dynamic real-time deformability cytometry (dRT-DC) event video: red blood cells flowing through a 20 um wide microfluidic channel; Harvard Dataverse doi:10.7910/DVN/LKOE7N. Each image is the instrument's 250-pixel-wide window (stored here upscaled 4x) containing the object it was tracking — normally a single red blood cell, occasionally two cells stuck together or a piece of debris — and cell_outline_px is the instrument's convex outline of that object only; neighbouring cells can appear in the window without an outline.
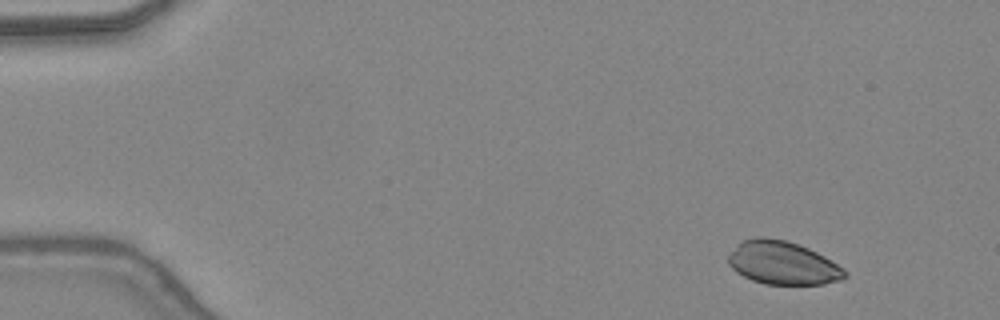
{"species": "common noctule bat (a hibernating species)", "species_latin": "Nyctalus noctula", "temperature_condition": "warm", "stored_images_in_passage": 44, "camera_frame_rate_fps": 3000, "um_per_image_px": 0.085, "animal": {"sex": "female", "body_mass_g": 24.6, "forearm_length_mm": 56.2}, "frame": {"image": 1, "passage_image": 1, "time_ms": 0.0, "image_size_px": [1000, 320], "cell_outline_px": [[848, 276], [840, 280], [824, 284], [764, 284], [752, 280], [736, 272], [728, 264], [728, 256], [744, 240], [756, 236], [764, 236], [784, 240], [808, 248], [824, 256], [844, 268], [848, 272]], "centroid_in_image_um": [66.56, 22.36], "position_along_channel_um": 18.4, "area_um2": 29.19}}
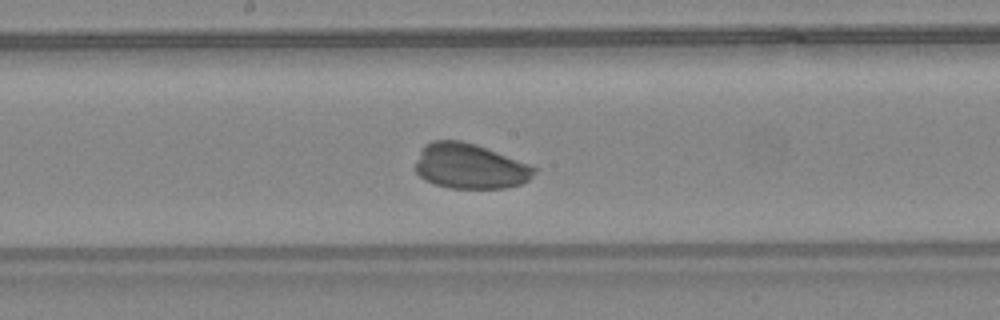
{"frame": {"image": 2, "passage_image": 22, "time_ms": 7.0, "image_size_px": [1000, 320], "cell_outline_px": [[536, 172], [528, 180], [520, 184], [504, 188], [448, 188], [424, 180], [416, 172], [416, 160], [420, 148], [424, 144], [432, 140], [460, 140], [476, 144], [528, 164], [536, 168]], "centroid_in_image_um": [39.89, 14.12], "position_along_channel_um": 208.3, "area_um2": 31.27}}
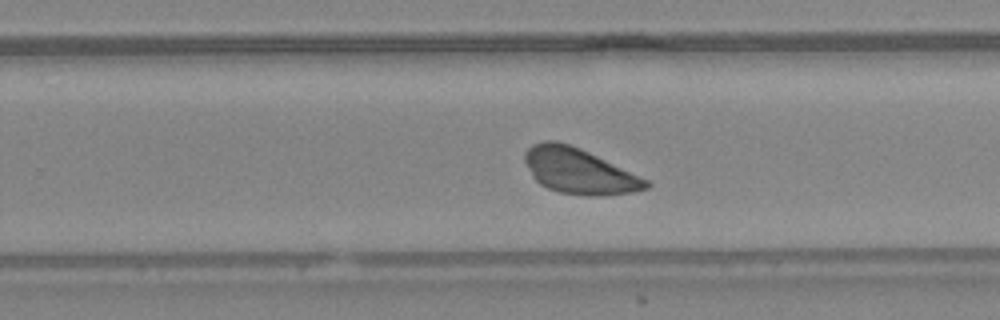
{"frame": {"image": 3, "passage_image": 27, "time_ms": 8.667, "image_size_px": [1000, 320], "cell_outline_px": [[652, 184], [648, 188], [632, 192], [600, 196], [588, 196], [560, 192], [548, 188], [540, 184], [532, 176], [524, 160], [524, 152], [532, 144], [544, 140], [556, 140], [580, 148], [648, 180]], "centroid_in_image_um": [49.19, 14.53], "position_along_channel_um": 280.6, "area_um2": 31.96}}